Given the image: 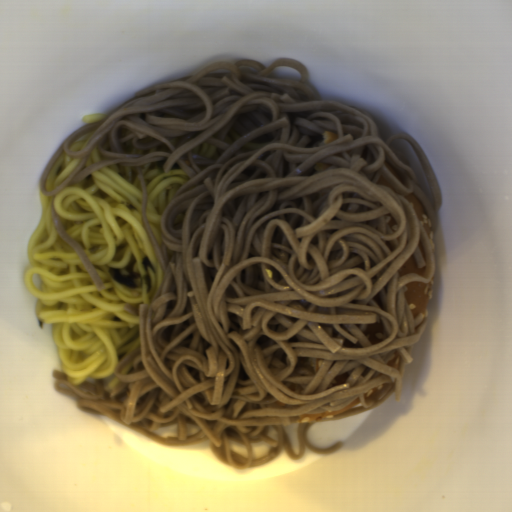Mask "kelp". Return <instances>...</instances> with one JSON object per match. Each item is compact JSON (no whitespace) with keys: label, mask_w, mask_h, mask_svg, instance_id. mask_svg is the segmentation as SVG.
Returning <instances> with one entry per match:
<instances>
[{"label":"kelp","mask_w":512,"mask_h":512,"mask_svg":"<svg viewBox=\"0 0 512 512\" xmlns=\"http://www.w3.org/2000/svg\"><path fill=\"white\" fill-rule=\"evenodd\" d=\"M137 260L132 259L125 268L119 269L118 267H108L107 272L122 286L138 289L144 288L146 293L152 292L153 281L152 276L155 272L154 265L149 256H144L142 260V267L144 274L140 276L138 271H135Z\"/></svg>","instance_id":"kelp-1"}]
</instances>
